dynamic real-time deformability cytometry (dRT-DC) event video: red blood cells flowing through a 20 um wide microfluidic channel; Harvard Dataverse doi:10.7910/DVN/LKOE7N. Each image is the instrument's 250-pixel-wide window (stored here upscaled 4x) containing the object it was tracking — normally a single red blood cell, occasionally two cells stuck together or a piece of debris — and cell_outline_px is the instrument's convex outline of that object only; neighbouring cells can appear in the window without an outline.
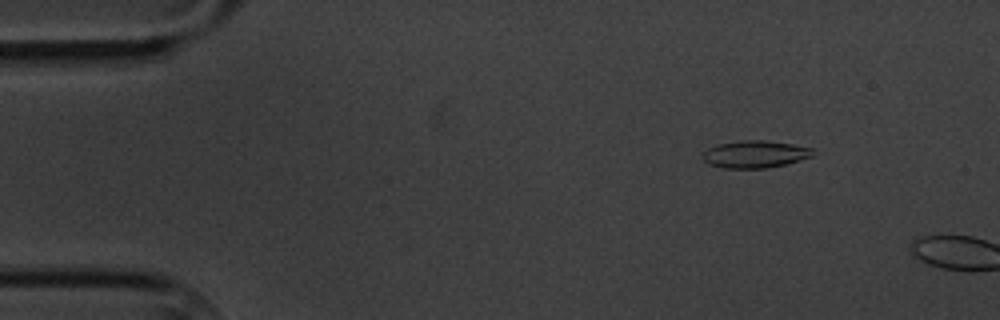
{"species": "common noctule bat (a hibernating species)", "species_latin": "Nyctalus noctula", "temperature_condition": "cold", "stored_images_in_passage": 4, "camera_frame_rate_fps": 3000, "um_per_image_px": 0.085, "animal": {"sex": "male", "body_mass_g": 20.1, "forearm_length_mm": 53.5}, "frame": {"image": 1, "passage_image": 3, "time_ms": 2.333, "image_size_px": [1000, 320], "cell_outline_px": [[812, 156], [784, 164], [764, 168], [724, 168], [708, 164], [700, 156], [708, 148], [716, 144], [740, 140], [764, 140], [792, 144], [812, 148]], "centroid_in_image_um": [64.1, 13.1], "position_along_channel_um": 20.9, "area_um2": 17.4}}